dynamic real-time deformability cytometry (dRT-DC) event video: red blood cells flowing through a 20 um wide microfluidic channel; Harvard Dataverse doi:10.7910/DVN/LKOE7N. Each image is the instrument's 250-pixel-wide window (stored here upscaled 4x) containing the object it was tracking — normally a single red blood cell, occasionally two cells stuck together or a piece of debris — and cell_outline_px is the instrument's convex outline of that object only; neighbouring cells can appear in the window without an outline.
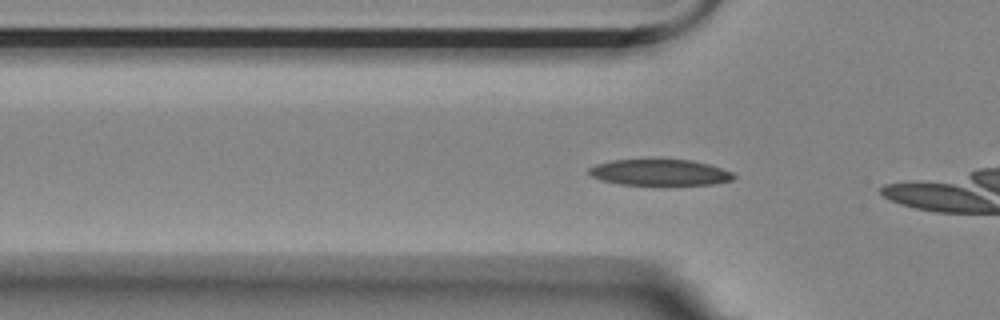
{"species": "Egyptian fruit bat (a non-hibernating species)", "species_latin": "Rousettus aegyptiacus", "temperature_condition": "room temperature", "stored_images_in_passage": 14, "camera_frame_rate_fps": 3000, "um_per_image_px": 0.085, "animal": {"sex": "female"}, "frame": {"image": 1, "passage_image": 8, "time_ms": 2.333, "image_size_px": [1000, 320], "cell_outline_px": [[736, 176], [732, 180], [712, 184], [620, 184], [600, 180], [592, 176], [588, 172], [588, 168], [596, 164], [612, 160], [692, 160], [708, 164], [732, 172]], "centroid_in_image_um": [56.06, 14.65], "position_along_channel_um": 69.7, "area_um2": 21.68}}
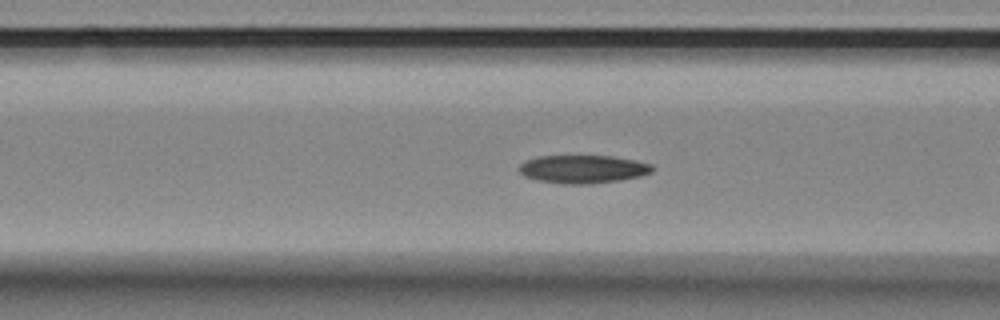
{"frame": {"image": 2, "passage_image": 12, "time_ms": 3.667, "image_size_px": [1000, 320], "cell_outline_px": [[656, 168], [652, 172], [640, 176], [620, 180], [588, 184], [564, 184], [536, 180], [524, 176], [516, 168], [524, 160], [536, 156], [612, 156], [636, 160], [652, 164]], "centroid_in_image_um": [49.53, 14.37], "position_along_channel_um": 117.1, "area_um2": 22.14}}